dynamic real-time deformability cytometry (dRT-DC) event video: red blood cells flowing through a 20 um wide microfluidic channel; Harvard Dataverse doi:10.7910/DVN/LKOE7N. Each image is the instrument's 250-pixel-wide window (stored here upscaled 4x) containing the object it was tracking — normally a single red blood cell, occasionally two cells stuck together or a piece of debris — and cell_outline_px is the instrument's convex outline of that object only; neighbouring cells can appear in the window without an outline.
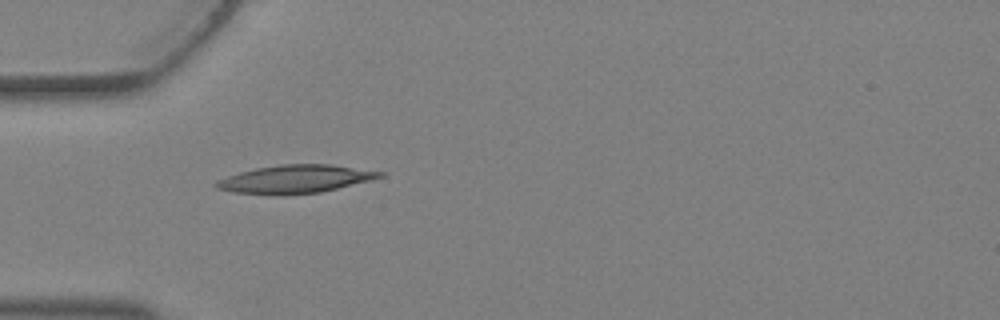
{"species": "Egyptian fruit bat (a non-hibernating species)", "species_latin": "Rousettus aegyptiacus", "temperature_condition": "warm", "stored_images_in_passage": 3, "camera_frame_rate_fps": 3000, "um_per_image_px": 0.085, "animal": {"sex": "female"}, "frame": {"image": 1, "passage_image": 2, "time_ms": 0.333, "image_size_px": [1000, 320], "cell_outline_px": [[388, 172], [384, 176], [320, 192], [280, 196], [276, 196], [232, 192], [216, 188], [212, 184], [216, 180], [240, 172], [256, 168], [280, 164], [328, 164]], "centroid_in_image_um": [25.04, 15.23], "position_along_channel_um": 60.0, "area_um2": 26.93}}
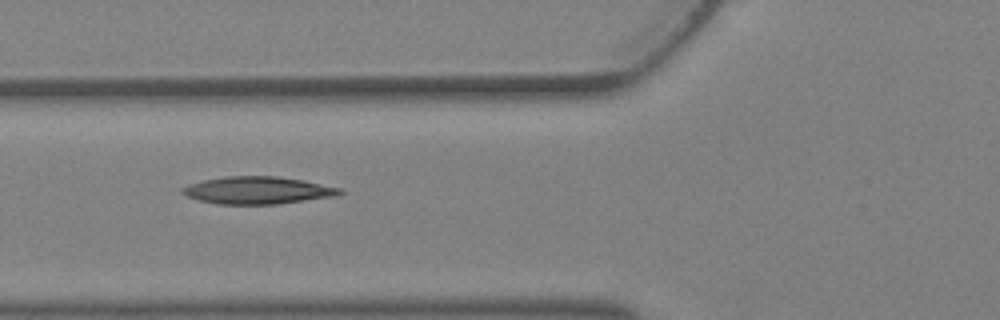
{"frame": {"image": 2, "passage_image": 3, "time_ms": 0.667, "image_size_px": [1000, 320], "cell_outline_px": [[344, 192], [336, 196], [276, 204], [216, 204], [200, 200], [188, 196], [180, 192], [188, 184], [204, 180], [224, 176], [276, 176], [304, 180], [340, 188]], "centroid_in_image_um": [21.91, 16.17], "position_along_channel_um": 103.9, "area_um2": 24.97}}